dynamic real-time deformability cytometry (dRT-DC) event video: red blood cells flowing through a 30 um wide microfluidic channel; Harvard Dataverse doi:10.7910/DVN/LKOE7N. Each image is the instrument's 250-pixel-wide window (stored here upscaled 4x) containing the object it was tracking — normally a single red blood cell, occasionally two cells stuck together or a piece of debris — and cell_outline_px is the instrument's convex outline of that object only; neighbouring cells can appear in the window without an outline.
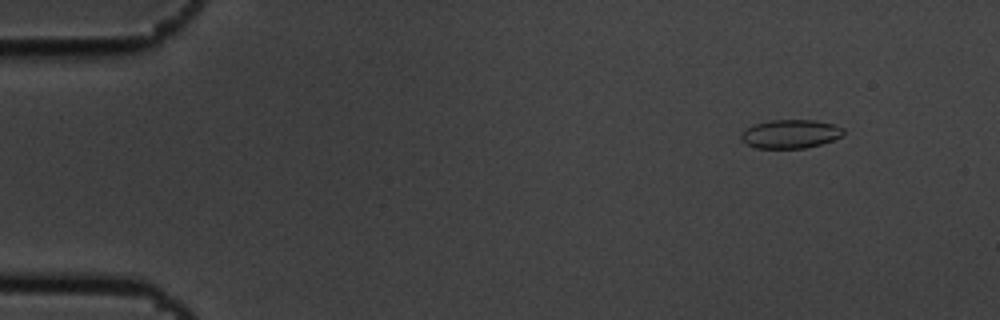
{"species": "common noctule bat (a hibernating species)", "species_latin": "Nyctalus noctula", "temperature_condition": "cold", "stored_images_in_passage": 5, "camera_frame_rate_fps": 3000, "um_per_image_px": 0.085, "animal": {"sex": "male", "body_mass_g": 19.5, "forearm_length_mm": 54.6}, "frame": {"image": 1, "passage_image": 2, "time_ms": 0.333, "image_size_px": [1000, 320], "cell_outline_px": [[844, 136], [820, 144], [804, 148], [756, 148], [740, 140], [740, 136], [748, 128], [756, 124], [768, 120], [812, 120], [832, 124], [844, 128]], "centroid_in_image_um": [67.21, 11.39], "position_along_channel_um": 17.8, "area_um2": 16.94}}
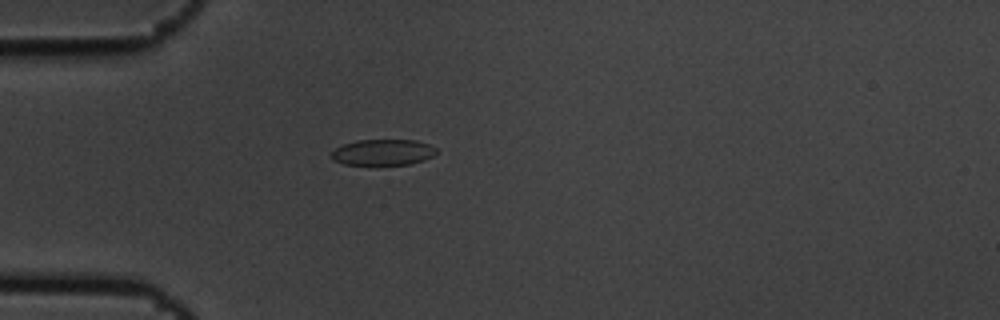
{"frame": {"image": 2, "passage_image": 5, "time_ms": 1.333, "image_size_px": [1000, 320], "cell_outline_px": [[436, 152], [432, 156], [424, 160], [408, 164], [344, 164], [332, 160], [332, 152], [336, 148], [344, 144], [356, 140], [416, 140], [428, 144], [436, 148]], "centroid_in_image_um": [32.55, 12.93], "position_along_channel_um": 52.5, "area_um2": 15.66}}